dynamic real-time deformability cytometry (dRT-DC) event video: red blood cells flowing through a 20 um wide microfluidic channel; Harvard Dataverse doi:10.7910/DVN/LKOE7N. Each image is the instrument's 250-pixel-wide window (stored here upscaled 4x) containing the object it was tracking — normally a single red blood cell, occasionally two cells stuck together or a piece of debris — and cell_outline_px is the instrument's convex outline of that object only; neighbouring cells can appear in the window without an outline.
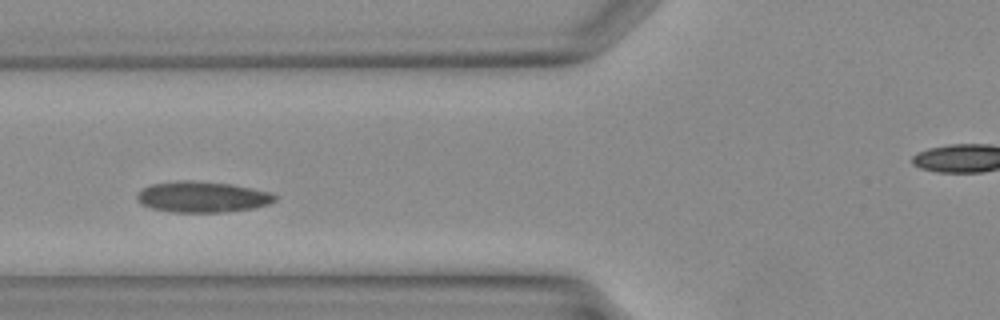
{"species": "Egyptian fruit bat (a non-hibernating species)", "species_latin": "Rousettus aegyptiacus", "temperature_condition": "warm", "stored_images_in_passage": 29, "camera_frame_rate_fps": 3000, "um_per_image_px": 0.085, "animal": {"sex": "female"}, "frame": {"image": 1, "passage_image": 5, "time_ms": 1.333, "image_size_px": [1000, 320], "cell_outline_px": [[276, 200], [268, 204], [252, 208], [220, 212], [172, 212], [152, 208], [140, 204], [136, 200], [136, 196], [144, 188], [152, 184], [180, 180], [192, 180], [232, 184], [272, 192], [276, 196]], "centroid_in_image_um": [17.19, 16.73], "position_along_channel_um": 108.6, "area_um2": 24.8}}